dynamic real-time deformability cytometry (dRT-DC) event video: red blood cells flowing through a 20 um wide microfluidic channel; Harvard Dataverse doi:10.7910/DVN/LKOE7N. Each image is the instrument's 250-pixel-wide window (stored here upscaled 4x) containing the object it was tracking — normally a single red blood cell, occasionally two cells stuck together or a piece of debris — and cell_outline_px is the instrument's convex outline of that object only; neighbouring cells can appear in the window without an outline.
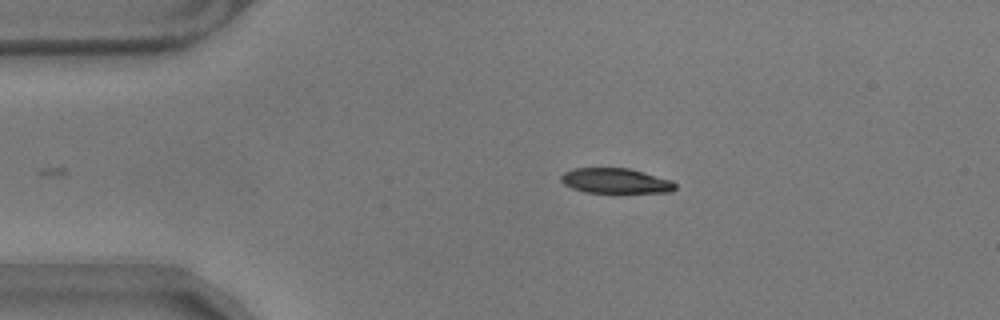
{"species": "common noctule bat (a hibernating species)", "species_latin": "Nyctalus noctula", "temperature_condition": "warm", "stored_images_in_passage": 26, "camera_frame_rate_fps": 3000, "um_per_image_px": 0.085, "animal": {"sex": "male", "body_mass_g": 17.9}, "frame": {"image": 1, "passage_image": 2, "time_ms": 0.333, "image_size_px": [1000, 320], "cell_outline_px": [[676, 188], [672, 192], [584, 192], [572, 188], [564, 184], [560, 180], [560, 176], [564, 172], [572, 168], [628, 168], [644, 172], [672, 180], [676, 184]], "centroid_in_image_um": [52.31, 15.36], "position_along_channel_um": 32.7, "area_um2": 16.7}}
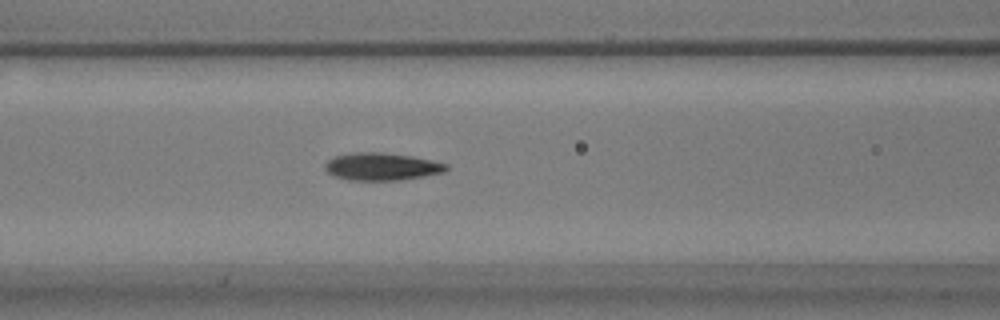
{"frame": {"image": 2, "passage_image": 14, "time_ms": 4.333, "image_size_px": [1000, 320], "cell_outline_px": [[448, 168], [444, 172], [424, 176], [400, 180], [348, 180], [332, 176], [324, 168], [324, 164], [328, 160], [336, 156], [356, 152], [380, 152], [412, 156], [448, 164]], "centroid_in_image_um": [32.42, 14.16], "position_along_channel_um": 134.2, "area_um2": 19.42}}
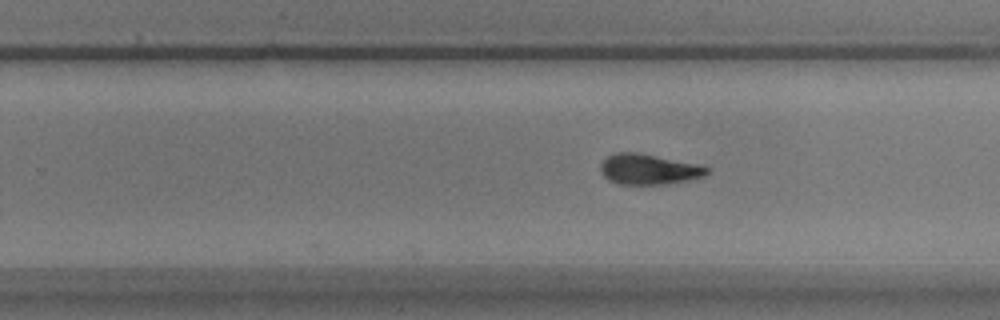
{"frame": {"image": 3, "passage_image": 26, "time_ms": 8.333, "image_size_px": [1000, 320], "cell_outline_px": [[712, 168], [704, 176], [668, 184], [620, 184], [608, 180], [600, 172], [600, 164], [612, 152], [640, 152], [696, 164]], "centroid_in_image_um": [55.11, 14.38], "position_along_channel_um": 274.7, "area_um2": 18.96}}